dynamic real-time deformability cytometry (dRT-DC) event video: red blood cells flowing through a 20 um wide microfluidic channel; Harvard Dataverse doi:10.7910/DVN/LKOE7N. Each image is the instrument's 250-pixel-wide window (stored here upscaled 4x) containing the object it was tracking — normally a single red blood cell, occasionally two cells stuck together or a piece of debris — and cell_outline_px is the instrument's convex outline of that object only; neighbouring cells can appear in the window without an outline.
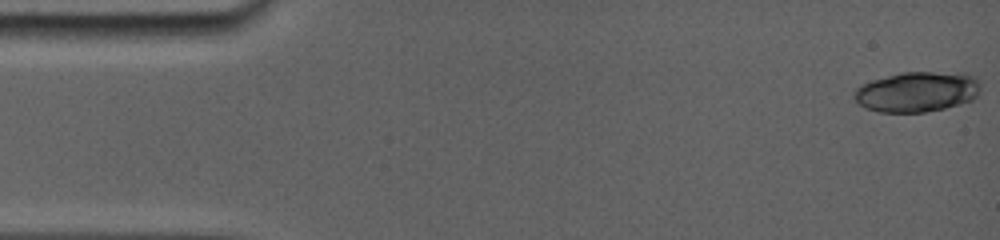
{"species": "common noctule bat (a hibernating species)", "species_latin": "Nyctalus noctula", "temperature_condition": "room temperature", "stored_images_in_passage": 12, "camera_frame_rate_fps": 5000, "um_per_image_px": 0.085, "animal": {"sex": "female", "body_mass_g": 19.0, "forearm_length_mm": 56.7}, "frame": {"image": 1, "passage_image": 1, "time_ms": 0.0, "image_size_px": [1000, 240], "cell_outline_px": [[980, 92], [972, 100], [944, 108], [924, 112], [880, 112], [864, 108], [852, 96], [852, 92], [860, 84], [872, 80], [900, 72], [964, 72], [976, 76], [980, 80]], "centroid_in_image_um": [77.96, 7.78], "position_along_channel_um": 7.0, "area_um2": 30.11}}
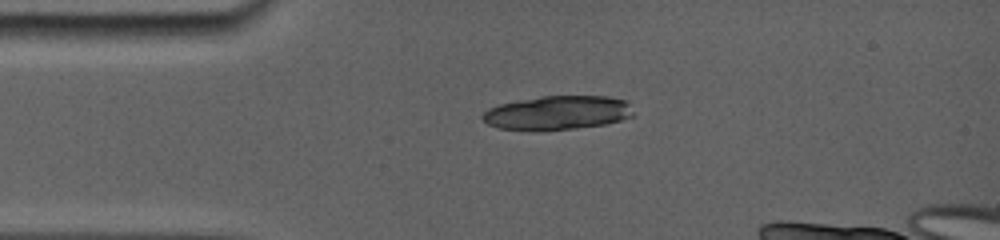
{"frame": {"image": 2, "passage_image": 11, "time_ms": 3.4, "image_size_px": [1000, 240], "cell_outline_px": [[632, 116], [620, 120], [604, 124], [572, 128], [500, 128], [488, 124], [480, 116], [488, 108], [500, 104], [540, 96], [608, 96], [624, 100], [628, 104], [632, 112]], "centroid_in_image_um": [47.39, 9.54], "position_along_channel_um": 37.6, "area_um2": 28.78}}